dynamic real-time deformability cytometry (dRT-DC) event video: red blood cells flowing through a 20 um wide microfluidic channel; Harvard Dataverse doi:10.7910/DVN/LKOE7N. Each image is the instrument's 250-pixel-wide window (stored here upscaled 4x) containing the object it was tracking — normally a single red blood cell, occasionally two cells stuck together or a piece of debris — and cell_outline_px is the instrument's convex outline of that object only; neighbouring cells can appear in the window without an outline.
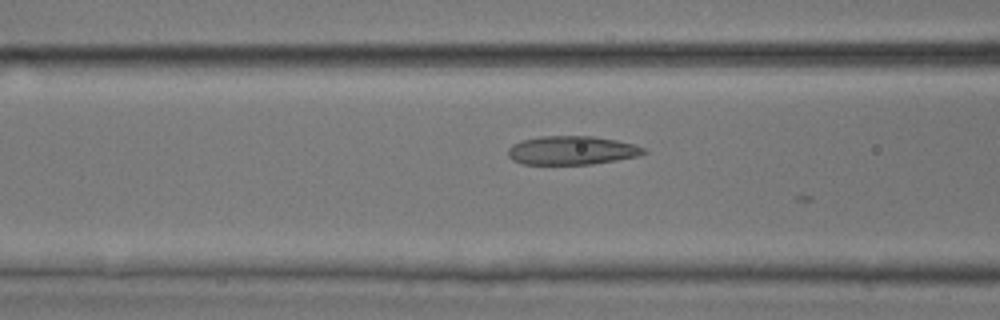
{"species": "common noctule bat (a hibernating species)", "species_latin": "Nyctalus noctula", "temperature_condition": "room temperature", "stored_images_in_passage": 14, "camera_frame_rate_fps": 3000, "um_per_image_px": 0.085, "animal": {"sex": "male", "body_mass_g": 17.9, "forearm_length_mm": 54.2}, "frame": {"image": 1, "passage_image": 10, "time_ms": 3.0, "image_size_px": [1000, 320], "cell_outline_px": [[648, 152], [640, 156], [592, 164], [524, 164], [512, 160], [508, 156], [508, 148], [512, 144], [520, 140], [540, 136], [592, 136], [616, 140], [648, 148]], "centroid_in_image_um": [48.62, 12.78], "position_along_channel_um": 118.0, "area_um2": 22.89}}